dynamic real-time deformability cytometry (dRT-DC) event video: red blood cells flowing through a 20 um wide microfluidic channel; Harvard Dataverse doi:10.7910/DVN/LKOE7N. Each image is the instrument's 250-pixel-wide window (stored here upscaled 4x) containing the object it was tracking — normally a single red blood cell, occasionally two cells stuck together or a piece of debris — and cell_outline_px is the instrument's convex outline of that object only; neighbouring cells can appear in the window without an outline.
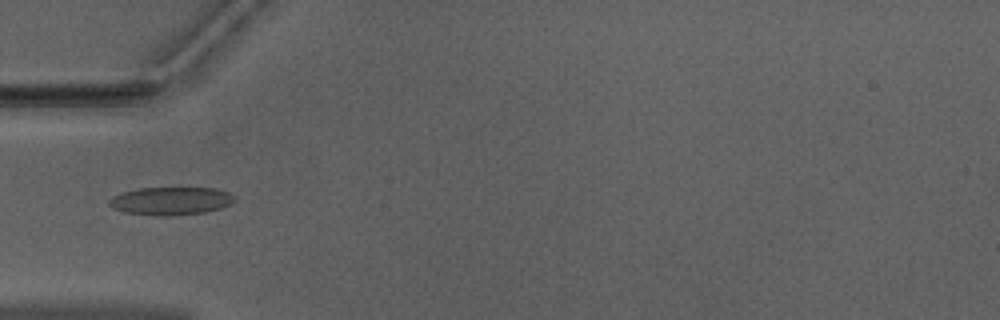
{"species": "Egyptian fruit bat (a non-hibernating species)", "species_latin": "Rousettus aegyptiacus", "temperature_condition": "warm", "stored_images_in_passage": 36, "camera_frame_rate_fps": 3000, "um_per_image_px": 0.085, "animal": {"sex": "male"}, "frame": {"image": 1, "passage_image": 1, "time_ms": 0.0, "image_size_px": [1000, 320], "cell_outline_px": [[236, 200], [220, 208], [204, 212], [168, 216], [156, 216], [124, 212], [112, 208], [108, 204], [108, 200], [112, 196], [136, 188], [216, 188], [228, 192], [236, 196]], "centroid_in_image_um": [14.5, 17.08], "position_along_channel_um": 70.5, "area_um2": 20.52}}
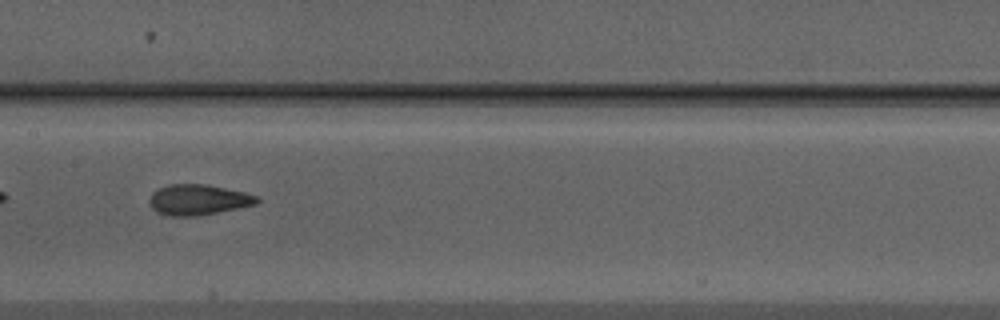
{"frame": {"image": 2, "passage_image": 10, "time_ms": 3.0, "image_size_px": [1000, 320], "cell_outline_px": [[260, 200], [256, 204], [196, 216], [172, 216], [156, 212], [152, 208], [148, 200], [152, 192], [160, 188], [172, 184], [204, 184], [244, 192], [256, 196]], "centroid_in_image_um": [16.81, 16.98], "position_along_channel_um": 190.6, "area_um2": 18.84}}
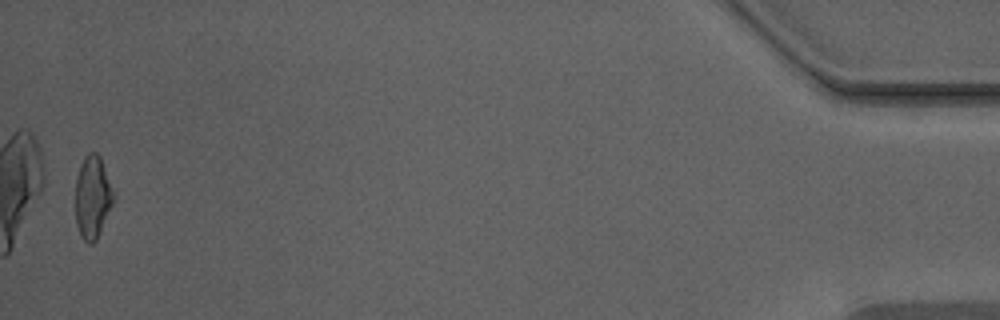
{"frame": {"image": 3, "passage_image": 35, "time_ms": 11.333, "image_size_px": [1000, 320], "cell_outline_px": [[116, 196], [96, 240], [92, 244], [88, 244], [80, 236], [76, 224], [76, 176], [80, 164], [84, 156], [88, 152], [96, 152], [100, 156]], "centroid_in_image_um": [7.87, 16.74], "position_along_channel_um": 427.3, "area_um2": 18.5}, "authors_computed_cell_mechanics": {"area_um2": 18.6694, "velocity_mm_per_s": 3.9809, "shape_relaxation_time_tau1_ms": 6.8229, "shape_relaxation_time_tau2_ms": 1.9903, "deformation_change_tau1": 0.1619, "deformation_change_tau2": 0.0941}}